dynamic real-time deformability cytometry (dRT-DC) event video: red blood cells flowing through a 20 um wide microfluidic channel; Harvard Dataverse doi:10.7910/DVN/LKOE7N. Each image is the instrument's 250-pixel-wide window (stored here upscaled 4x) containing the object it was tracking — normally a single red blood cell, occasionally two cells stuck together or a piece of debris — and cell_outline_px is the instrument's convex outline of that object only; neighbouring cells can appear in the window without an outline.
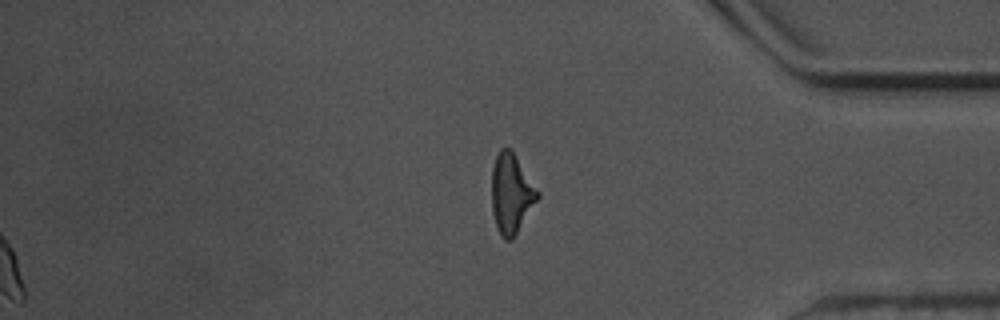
{"species": "common noctule bat (a hibernating species)", "species_latin": "Nyctalus noctula", "temperature_condition": "warm", "stored_images_in_passage": 52, "segment_of_instrument_passage": [2, 2], "camera_frame_rate_fps": 3000, "um_per_image_px": 0.085, "animal": {"sex": "male", "body_mass_g": 17.5, "forearm_length_mm": 52.3}, "frame": {"image": 1, "passage_image": 52, "time_ms": 17.0, "image_size_px": [1000, 320], "cell_outline_px": [[540, 196], [512, 240], [504, 240], [500, 236], [496, 228], [492, 212], [492, 168], [496, 156], [500, 148], [512, 148], [540, 192]], "centroid_in_image_um": [43.46, 16.44], "position_along_channel_um": 391.7, "area_um2": 21.62}}